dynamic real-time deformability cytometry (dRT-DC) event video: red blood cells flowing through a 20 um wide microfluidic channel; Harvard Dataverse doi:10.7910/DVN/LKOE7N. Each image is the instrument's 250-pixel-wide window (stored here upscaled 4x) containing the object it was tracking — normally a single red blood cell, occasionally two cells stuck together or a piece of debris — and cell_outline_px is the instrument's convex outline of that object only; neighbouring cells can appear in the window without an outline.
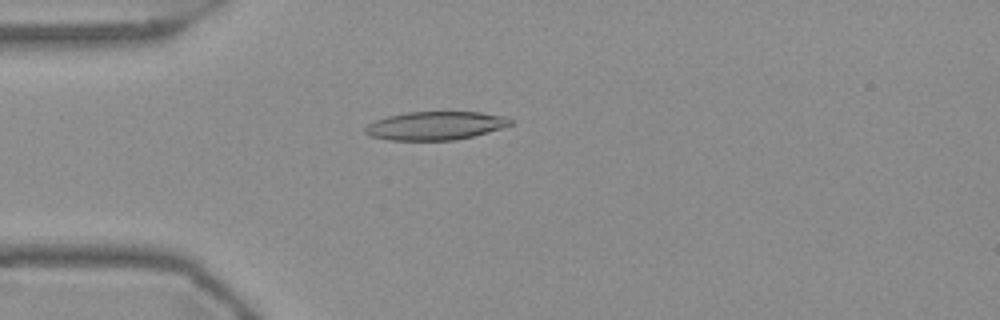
{"species": "Egyptian fruit bat (a non-hibernating species)", "species_latin": "Rousettus aegyptiacus", "temperature_condition": "warm", "stored_images_in_passage": 54, "camera_frame_rate_fps": 3000, "um_per_image_px": 0.085, "frame": {"image": 1, "passage_image": 14, "time_ms": 4.333, "image_size_px": [1000, 320], "cell_outline_px": [[512, 124], [488, 132], [456, 140], [388, 140], [372, 136], [364, 132], [364, 128], [368, 124], [376, 120], [388, 116], [408, 112], [480, 112], [504, 116], [512, 120]], "centroid_in_image_um": [37.0, 10.68], "position_along_channel_um": 48.0, "area_um2": 23.87}}
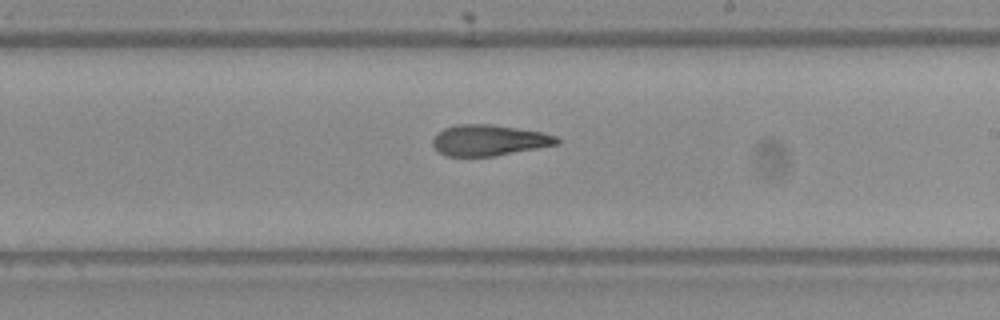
{"frame": {"image": 2, "passage_image": 31, "time_ms": 10.0, "image_size_px": [1000, 320], "cell_outline_px": [[560, 144], [492, 156], [448, 156], [436, 152], [432, 144], [432, 136], [436, 132], [444, 128], [456, 124], [492, 124], [540, 132], [556, 136], [560, 140]], "centroid_in_image_um": [41.49, 11.92], "position_along_channel_um": 247.5, "area_um2": 22.48}}
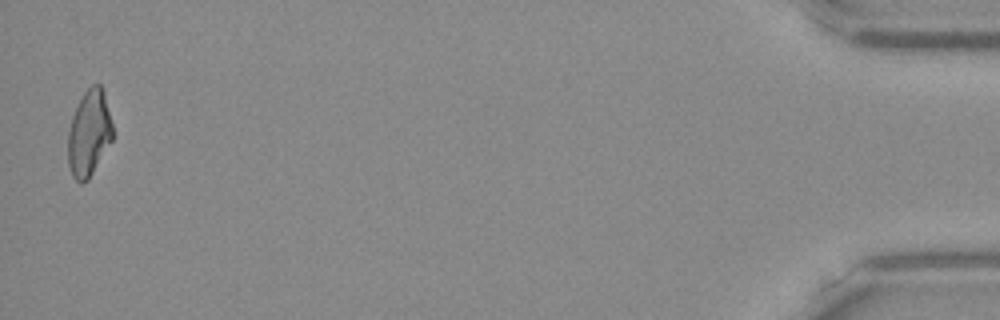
{"frame": {"image": 3, "passage_image": 53, "time_ms": 17.333, "image_size_px": [1000, 320], "cell_outline_px": [[112, 140], [88, 180], [80, 184], [72, 176], [68, 164], [68, 132], [72, 116], [84, 92], [92, 84], [100, 84], [104, 92], [112, 124]], "centroid_in_image_um": [7.56, 11.34], "position_along_channel_um": 427.6, "area_um2": 22.25}, "authors_computed_cell_mechanics": {"area_um2": 23.2934, "velocity_mm_per_s": 3.7421, "shape_relaxation_time_tau1_ms": null, "shape_relaxation_time_tau2_ms": 4.9949, "deformation_change_tau1": null, "deformation_change_tau2": 0.1525}}